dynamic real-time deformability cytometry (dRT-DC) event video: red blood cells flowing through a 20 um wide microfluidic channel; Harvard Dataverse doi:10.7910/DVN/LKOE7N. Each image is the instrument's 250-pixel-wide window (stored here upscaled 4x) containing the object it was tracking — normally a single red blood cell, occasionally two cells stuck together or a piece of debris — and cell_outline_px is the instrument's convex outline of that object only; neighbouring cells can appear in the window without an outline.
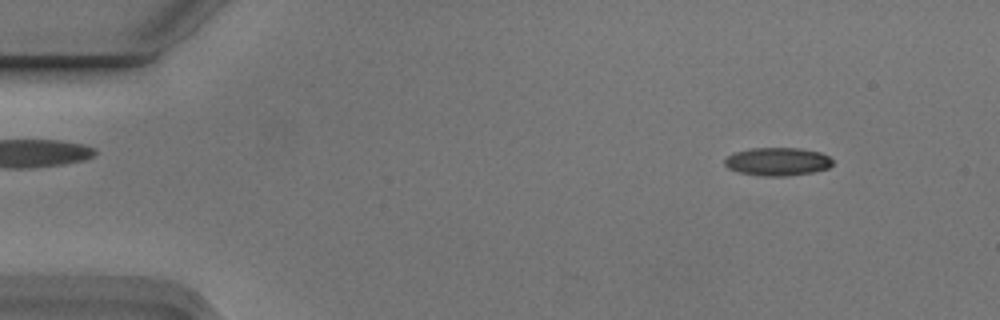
{"species": "Egyptian fruit bat (a non-hibernating species)", "species_latin": "Rousettus aegyptiacus", "temperature_condition": "cold", "stored_images_in_passage": 5, "segment_of_instrument_passage": [1, 2], "camera_frame_rate_fps": 3000, "um_per_image_px": 0.085, "animal": {"sex": "male"}, "frame": {"image": 1, "passage_image": 2, "time_ms": 0.333, "image_size_px": [1000, 320], "cell_outline_px": [[832, 164], [828, 168], [812, 172], [784, 176], [764, 176], [740, 172], [728, 168], [724, 164], [724, 160], [732, 152], [748, 148], [800, 148], [820, 152], [828, 156], [832, 160]], "centroid_in_image_um": [66.06, 13.72], "position_along_channel_um": 18.9, "area_um2": 17.69}}